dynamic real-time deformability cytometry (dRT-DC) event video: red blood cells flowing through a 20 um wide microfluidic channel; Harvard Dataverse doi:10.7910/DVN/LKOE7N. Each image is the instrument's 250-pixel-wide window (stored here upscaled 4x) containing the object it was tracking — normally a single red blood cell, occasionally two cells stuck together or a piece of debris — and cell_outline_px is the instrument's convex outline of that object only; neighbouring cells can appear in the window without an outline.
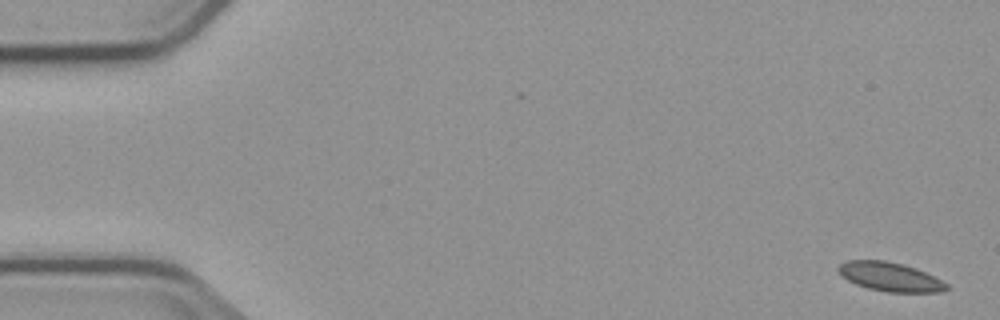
{"species": "common noctule bat (a hibernating species)", "species_latin": "Nyctalus noctula", "temperature_condition": "cold", "stored_images_in_passage": 4, "camera_frame_rate_fps": 3000, "um_per_image_px": 0.085, "animal": {"sex": "male", "body_mass_g": 23.1, "forearm_length_mm": 52.7}, "frame": {"image": 1, "passage_image": 1, "time_ms": 0.0, "image_size_px": [1000, 320], "cell_outline_px": [[948, 288], [940, 292], [888, 292], [868, 288], [856, 284], [840, 276], [836, 272], [836, 268], [840, 264], [848, 260], [884, 260], [904, 264], [916, 268], [948, 284]], "centroid_in_image_um": [75.59, 23.52], "position_along_channel_um": 9.4, "area_um2": 18.26}}
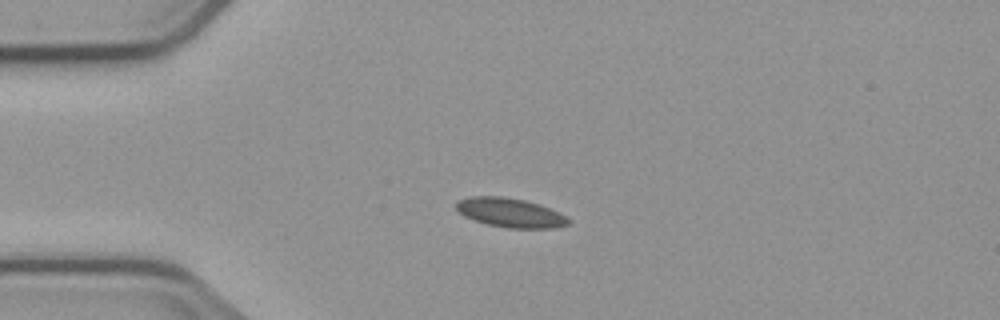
{"frame": {"image": 2, "passage_image": 4, "time_ms": 4.0, "image_size_px": [1000, 320], "cell_outline_px": [[568, 224], [556, 228], [508, 228], [488, 224], [472, 220], [464, 216], [456, 208], [456, 204], [460, 200], [468, 196], [500, 196], [524, 200], [540, 204], [564, 216], [568, 220]], "centroid_in_image_um": [43.32, 18.08], "position_along_channel_um": 41.7, "area_um2": 18.84}}